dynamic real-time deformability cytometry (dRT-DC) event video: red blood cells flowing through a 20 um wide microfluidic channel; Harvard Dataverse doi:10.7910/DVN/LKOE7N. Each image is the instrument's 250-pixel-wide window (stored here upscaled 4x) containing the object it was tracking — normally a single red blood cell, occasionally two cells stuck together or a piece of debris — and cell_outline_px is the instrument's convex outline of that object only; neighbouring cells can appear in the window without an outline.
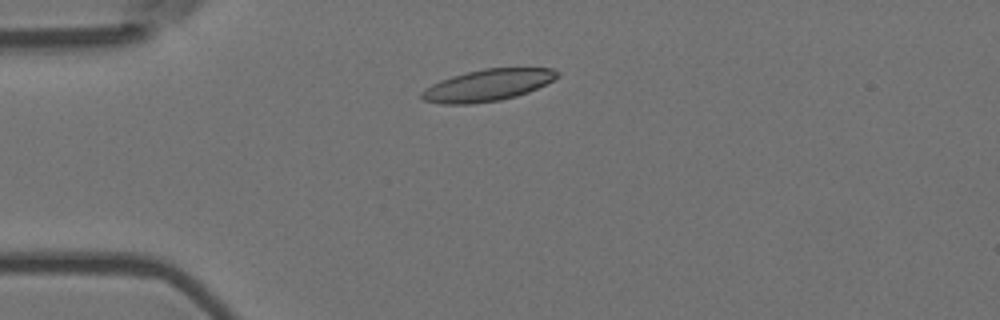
{"species": "Egyptian fruit bat (a non-hibernating species)", "species_latin": "Rousettus aegyptiacus", "temperature_condition": "room temperature", "stored_images_in_passage": 7, "camera_frame_rate_fps": 3000, "um_per_image_px": 0.085, "animal": {"sex": "female"}, "frame": {"image": 1, "passage_image": 3, "time_ms": 0.667, "image_size_px": [1000, 320], "cell_outline_px": [[560, 76], [528, 92], [516, 96], [500, 100], [472, 104], [444, 104], [424, 100], [420, 96], [420, 92], [424, 88], [440, 80], [452, 76], [484, 68], [552, 68], [560, 72]], "centroid_in_image_um": [41.43, 7.24], "position_along_channel_um": 43.6, "area_um2": 24.97}}
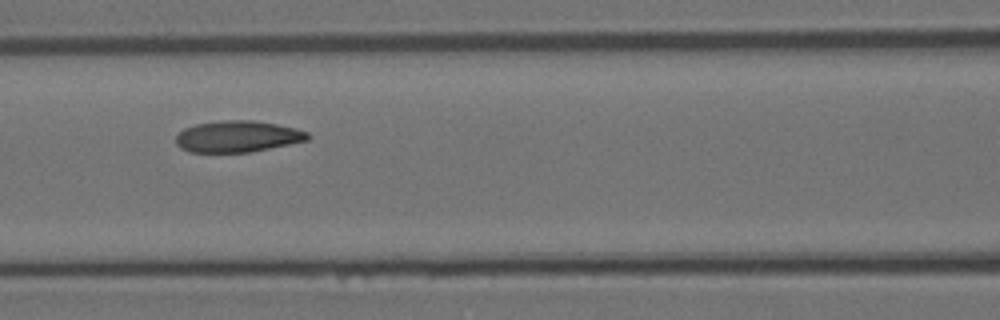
{"frame": {"image": 2, "passage_image": 6, "time_ms": 1.667, "image_size_px": [1000, 320], "cell_outline_px": [[312, 136], [308, 140], [252, 152], [188, 152], [180, 148], [176, 144], [176, 136], [184, 128], [196, 124], [224, 120], [252, 120], [276, 124], [296, 128], [308, 132]], "centroid_in_image_um": [20.2, 11.6], "position_along_channel_um": 146.4, "area_um2": 24.22}}
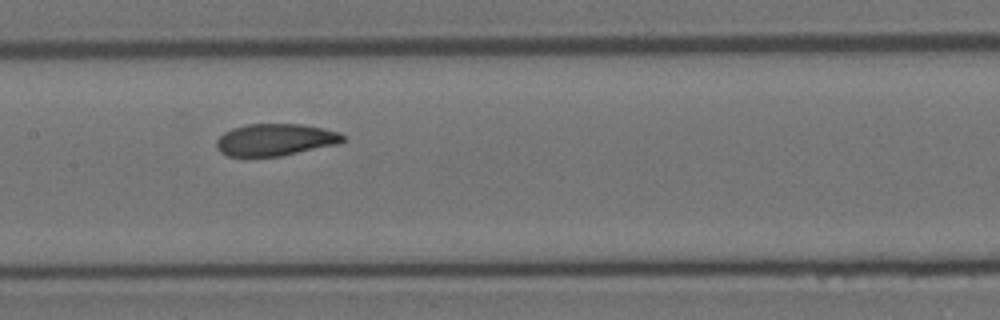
{"frame": {"image": 3, "passage_image": 7, "time_ms": 2.0, "image_size_px": [1000, 320], "cell_outline_px": [[344, 140], [340, 144], [280, 156], [228, 156], [220, 152], [216, 148], [216, 140], [224, 132], [232, 128], [248, 124], [304, 124], [324, 128], [340, 132], [344, 136]], "centroid_in_image_um": [23.42, 11.87], "position_along_channel_um": 184.0, "area_um2": 23.76}}